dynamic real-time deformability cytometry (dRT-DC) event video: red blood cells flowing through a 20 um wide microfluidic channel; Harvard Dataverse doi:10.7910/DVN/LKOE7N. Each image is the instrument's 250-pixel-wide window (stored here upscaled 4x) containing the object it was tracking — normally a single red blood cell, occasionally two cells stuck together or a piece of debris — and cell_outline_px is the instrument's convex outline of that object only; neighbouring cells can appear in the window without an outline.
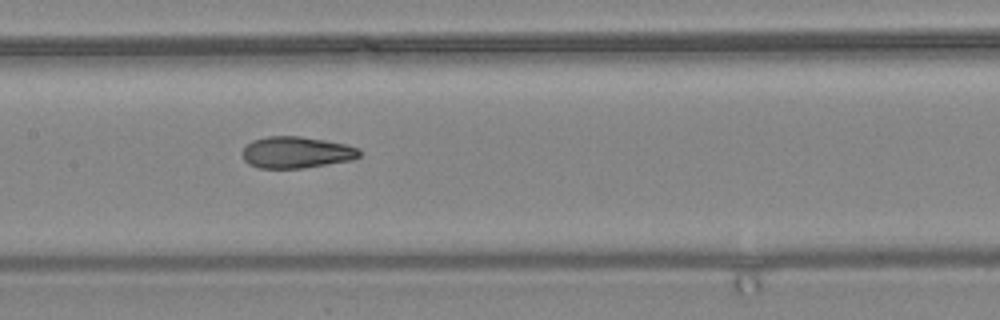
{"species": "common noctule bat (a hibernating species)", "species_latin": "Nyctalus noctula", "temperature_condition": "warm", "stored_images_in_passage": 9, "camera_frame_rate_fps": 3000, "um_per_image_px": 0.085, "animal": {"sex": "female", "body_mass_g": 24.6, "forearm_length_mm": 56.2}, "frame": {"image": 1, "passage_image": 8, "time_ms": 2.333, "image_size_px": [1000, 320], "cell_outline_px": [[360, 156], [348, 160], [304, 168], [260, 168], [248, 164], [244, 160], [244, 148], [252, 140], [268, 136], [300, 136], [324, 140], [344, 144], [356, 148], [360, 152]], "centroid_in_image_um": [25.15, 12.95], "position_along_channel_um": 182.3, "area_um2": 21.15}}
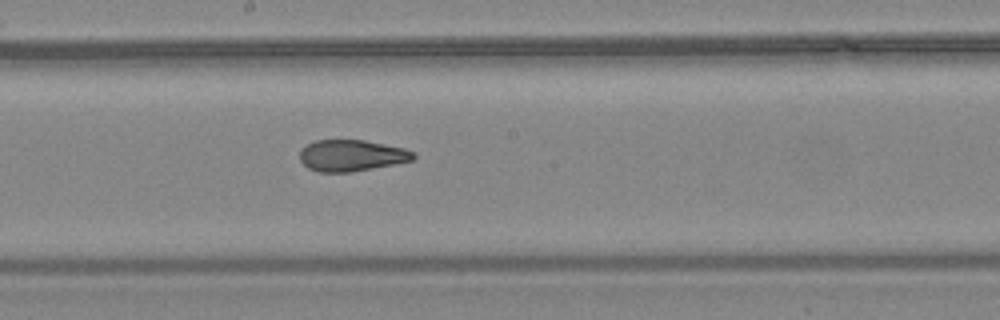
{"frame": {"image": 2, "passage_image": 9, "time_ms": 2.667, "image_size_px": [1000, 320], "cell_outline_px": [[416, 156], [412, 160], [352, 172], [316, 172], [308, 168], [300, 160], [300, 148], [316, 140], [364, 140], [404, 148], [416, 152]], "centroid_in_image_um": [29.86, 13.22], "position_along_channel_um": 218.3, "area_um2": 20.75}}